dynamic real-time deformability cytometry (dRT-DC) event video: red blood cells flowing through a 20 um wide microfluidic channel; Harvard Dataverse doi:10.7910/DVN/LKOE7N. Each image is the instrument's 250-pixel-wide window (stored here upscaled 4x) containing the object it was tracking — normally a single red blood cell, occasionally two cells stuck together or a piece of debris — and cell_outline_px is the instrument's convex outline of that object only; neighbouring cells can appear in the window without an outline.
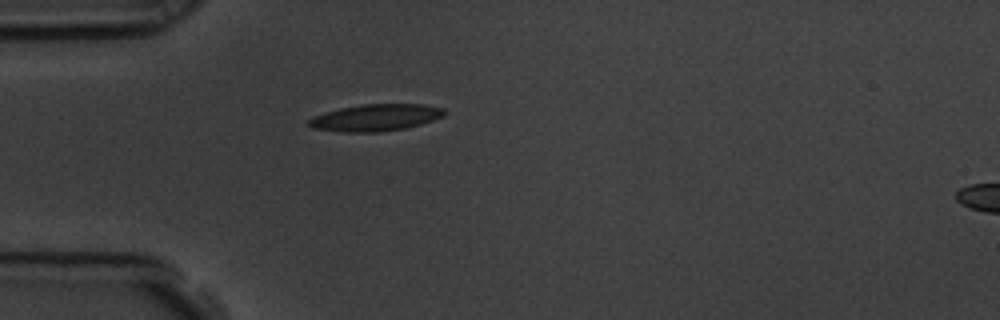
{"species": "common noctule bat (a hibernating species)", "species_latin": "Nyctalus noctula", "temperature_condition": "room temperature", "stored_images_in_passage": 42, "camera_frame_rate_fps": 3000, "um_per_image_px": 0.085, "animal": {"sex": "male", "body_mass_g": 19.5, "forearm_length_mm": 54.6}, "frame": {"image": 1, "passage_image": 1, "time_ms": 0.0, "image_size_px": [1000, 320], "cell_outline_px": [[444, 116], [420, 124], [404, 128], [380, 132], [344, 132], [312, 128], [308, 124], [308, 120], [316, 116], [340, 108], [364, 104], [424, 104], [444, 108]], "centroid_in_image_um": [31.95, 9.99], "position_along_channel_um": 53.0, "area_um2": 20.92}}
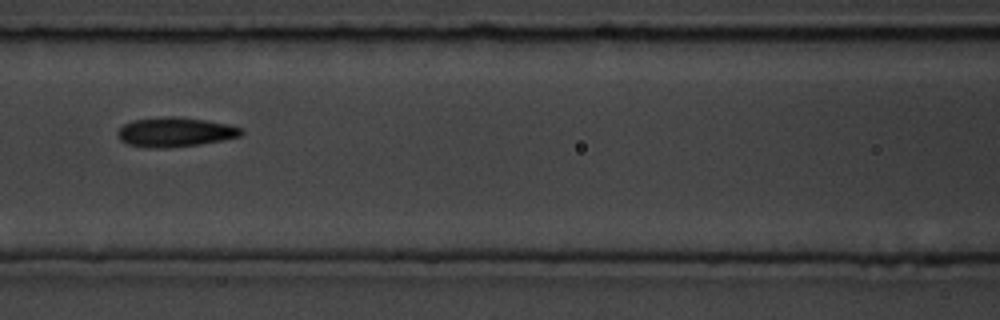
{"frame": {"image": 2, "passage_image": 10, "time_ms": 3.0, "image_size_px": [1000, 320], "cell_outline_px": [[244, 132], [240, 136], [224, 140], [200, 144], [168, 148], [148, 148], [128, 144], [120, 140], [116, 136], [116, 132], [124, 124], [132, 120], [168, 116], [180, 116], [228, 124], [244, 128]], "centroid_in_image_um": [14.88, 11.23], "position_along_channel_um": 151.7, "area_um2": 21.5}}
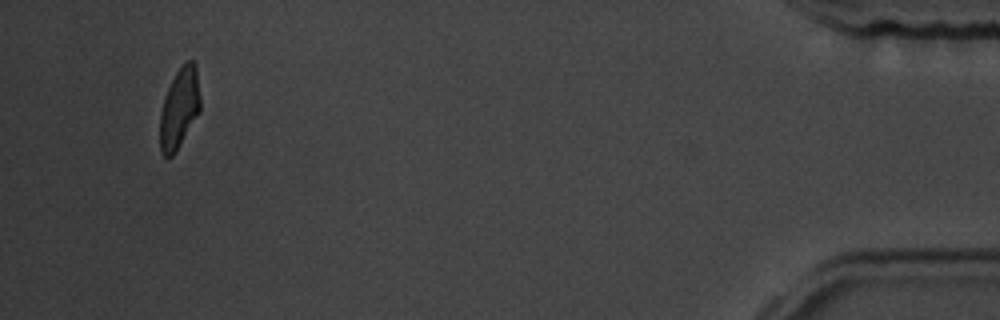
{"frame": {"image": 3, "passage_image": 39, "time_ms": 12.667, "image_size_px": [1000, 320], "cell_outline_px": [[200, 112], [176, 152], [168, 160], [160, 152], [160, 112], [168, 88], [176, 72], [188, 60], [192, 60], [196, 64], [200, 96]], "centroid_in_image_um": [15.25, 9.25], "position_along_channel_um": 419.9, "area_um2": 18.96}, "authors_computed_cell_mechanics": {"area_um2": 20.1144, "velocity_mm_per_s": 3.5797, "shape_relaxation_time_tau1_ms": 2.7188, "shape_relaxation_time_tau2_ms": 2.3229, "deformation_change_tau1": 0.1291, "deformation_change_tau2": 0.1025}}